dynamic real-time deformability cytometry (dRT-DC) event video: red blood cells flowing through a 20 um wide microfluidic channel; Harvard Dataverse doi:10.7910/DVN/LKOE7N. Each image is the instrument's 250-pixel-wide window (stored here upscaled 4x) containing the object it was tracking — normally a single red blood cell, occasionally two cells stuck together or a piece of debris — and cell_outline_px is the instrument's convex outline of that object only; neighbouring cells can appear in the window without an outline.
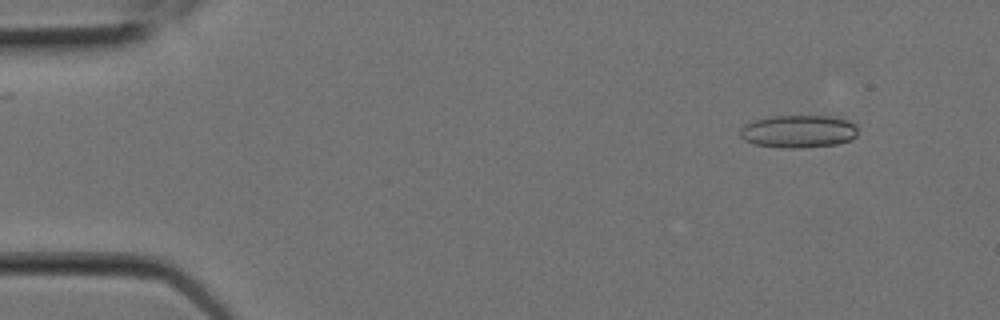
{"species": "Egyptian fruit bat (a non-hibernating species)", "species_latin": "Rousettus aegyptiacus", "temperature_condition": "room temperature", "stored_images_in_passage": 7, "camera_frame_rate_fps": 3000, "um_per_image_px": 0.085, "animal": {"sex": "female"}, "frame": {"image": 1, "passage_image": 2, "time_ms": 0.333, "image_size_px": [1000, 320], "cell_outline_px": [[856, 136], [852, 140], [836, 144], [800, 148], [784, 148], [756, 144], [744, 140], [740, 136], [740, 128], [744, 124], [756, 120], [772, 116], [836, 116], [848, 120], [856, 124]], "centroid_in_image_um": [67.89, 11.16], "position_along_channel_um": 17.1, "area_um2": 22.54}}
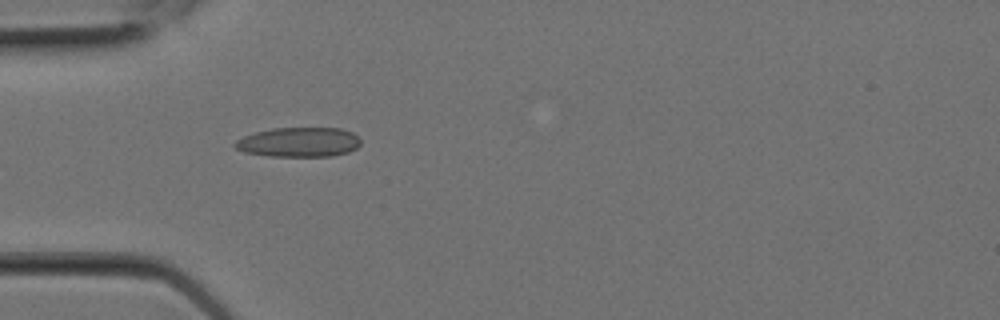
{"frame": {"image": 2, "passage_image": 6, "time_ms": 1.667, "image_size_px": [1000, 320], "cell_outline_px": [[360, 144], [356, 148], [348, 152], [332, 156], [268, 156], [244, 152], [236, 148], [232, 144], [236, 140], [244, 136], [256, 132], [272, 128], [340, 128], [352, 132], [360, 140]], "centroid_in_image_um": [25.38, 12.08], "position_along_channel_um": 59.6, "area_um2": 21.68}}